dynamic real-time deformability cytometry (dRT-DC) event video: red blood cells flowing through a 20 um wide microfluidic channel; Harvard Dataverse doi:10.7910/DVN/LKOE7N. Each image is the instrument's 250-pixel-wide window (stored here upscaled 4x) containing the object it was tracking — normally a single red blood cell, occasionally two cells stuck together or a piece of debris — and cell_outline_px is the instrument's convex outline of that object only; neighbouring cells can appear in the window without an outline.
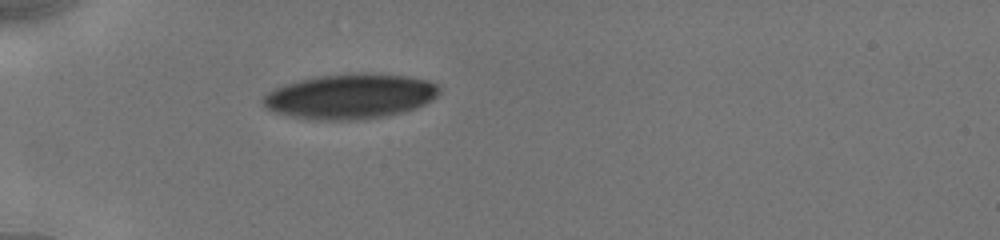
{"species": "human", "species_latin": "Homo sapiens", "temperature_condition": "cold", "stored_images_in_passage": 54, "camera_frame_rate_fps": 3000, "um_per_image_px": 0.085, "donor": {"sex": "male"}, "frame": {"image": 1, "passage_image": 1, "time_ms": 0.0, "image_size_px": [1000, 240], "cell_outline_px": [[440, 92], [432, 100], [416, 108], [404, 112], [384, 116], [356, 120], [312, 120], [292, 116], [276, 112], [268, 108], [260, 100], [268, 92], [276, 88], [300, 80], [320, 76], [352, 72], [372, 72], [408, 76], [428, 80], [436, 84], [440, 88]], "centroid_in_image_um": [29.82, 8.18], "position_along_channel_um": 55.2, "area_um2": 46.36}}
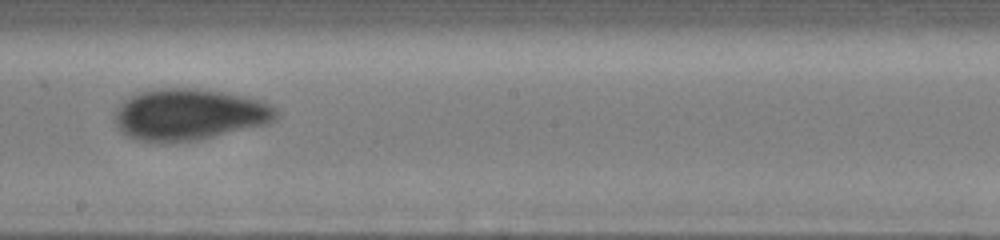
{"frame": {"image": 2, "passage_image": 30, "time_ms": 5.0, "image_size_px": [1000, 240], "cell_outline_px": [[276, 120], [268, 124], [196, 140], [136, 140], [120, 132], [112, 116], [116, 108], [124, 100], [140, 92], [152, 88], [196, 88], [228, 92], [248, 96], [260, 100], [276, 108]], "centroid_in_image_um": [16.08, 9.69], "position_along_channel_um": 232.1, "area_um2": 48.26}}
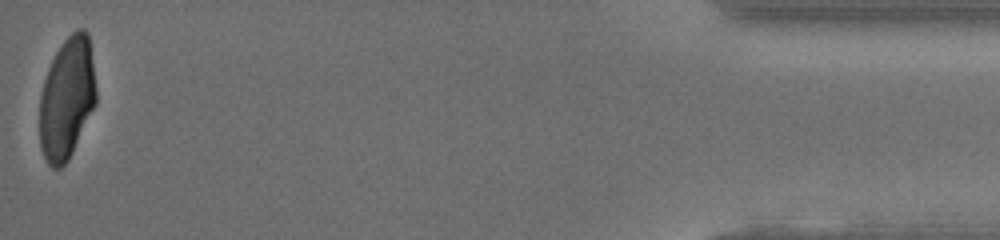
{"frame": {"image": 3, "passage_image": 54, "time_ms": 12.0, "image_size_px": [1000, 240], "cell_outline_px": [[96, 104], [68, 160], [60, 168], [52, 168], [48, 164], [40, 148], [40, 92], [48, 68], [56, 52], [64, 40], [76, 28], [84, 28], [88, 32], [96, 88]], "centroid_in_image_um": [5.68, 8.35], "position_along_channel_um": 429.5, "area_um2": 40.06}, "authors_computed_cell_mechanics": {"area_um2": 48.0318, "velocity_mm_per_s": 3.9215, "shape_relaxation_time_tau1_ms": 3.4223, "shape_relaxation_time_tau2_ms": 1.0776, "deformation_change_tau1": 0.1357, "deformation_change_tau2": 0.0524}}